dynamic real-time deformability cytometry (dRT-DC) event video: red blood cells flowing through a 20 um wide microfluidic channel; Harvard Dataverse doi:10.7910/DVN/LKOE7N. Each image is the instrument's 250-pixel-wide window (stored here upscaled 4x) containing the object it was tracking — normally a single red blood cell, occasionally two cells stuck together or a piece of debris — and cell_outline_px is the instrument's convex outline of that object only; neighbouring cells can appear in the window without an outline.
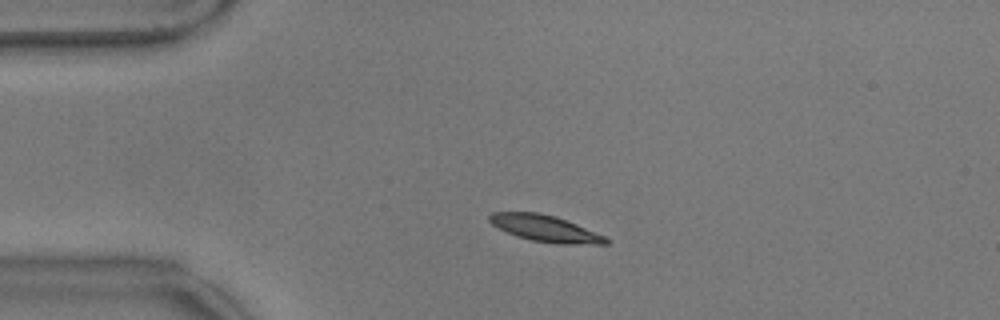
{"species": "common noctule bat (a hibernating species)", "species_latin": "Nyctalus noctula", "temperature_condition": "warm", "stored_images_in_passage": 52, "camera_frame_rate_fps": 3000, "um_per_image_px": 0.085, "animal": {"sex": "male", "body_mass_g": 17.9}, "frame": {"image": 1, "passage_image": 7, "time_ms": 2.0, "image_size_px": [1000, 320], "cell_outline_px": [[608, 244], [556, 244], [532, 240], [516, 236], [492, 224], [488, 220], [488, 216], [492, 212], [536, 212], [556, 216], [576, 224], [604, 236], [608, 240]], "centroid_in_image_um": [46.32, 19.41], "position_along_channel_um": 38.7, "area_um2": 17.74}}
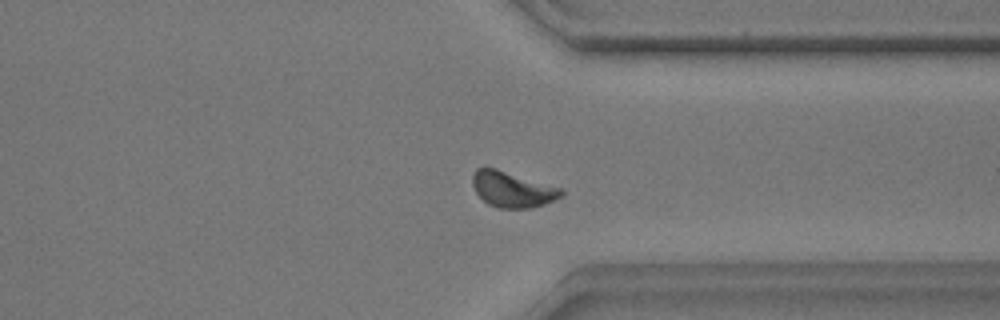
{"frame": {"image": 2, "passage_image": 38, "time_ms": 12.333, "image_size_px": [1000, 320], "cell_outline_px": [[564, 196], [556, 200], [532, 208], [496, 208], [488, 204], [476, 192], [472, 184], [472, 176], [476, 168], [484, 164], [560, 188], [564, 192]], "centroid_in_image_um": [43.52, 16.08], "position_along_channel_um": 367.9, "area_um2": 18.73}}
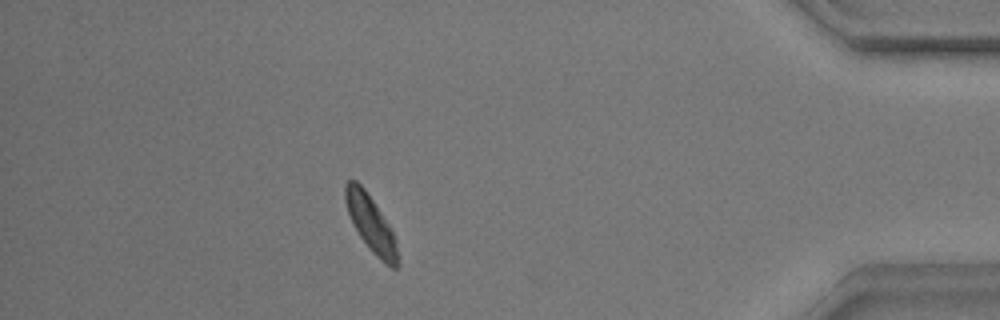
{"frame": {"image": 3, "passage_image": 45, "time_ms": 14.667, "image_size_px": [1000, 320], "cell_outline_px": [[396, 268], [392, 268], [384, 264], [372, 252], [360, 236], [348, 212], [344, 200], [344, 184], [348, 180], [356, 180], [364, 188], [388, 224], [392, 232], [396, 244]], "centroid_in_image_um": [31.47, 18.97], "position_along_channel_um": 403.7, "area_um2": 16.53}, "authors_computed_cell_mechanics": {"area_um2": 17.5134, "velocity_mm_per_s": 3.4759, "shape_relaxation_time_tau1_ms": 2.9188, "shape_relaxation_time_tau2_ms": 9.0777, "deformation_change_tau1": 0.1158, "deformation_change_tau2": 0.1158}}